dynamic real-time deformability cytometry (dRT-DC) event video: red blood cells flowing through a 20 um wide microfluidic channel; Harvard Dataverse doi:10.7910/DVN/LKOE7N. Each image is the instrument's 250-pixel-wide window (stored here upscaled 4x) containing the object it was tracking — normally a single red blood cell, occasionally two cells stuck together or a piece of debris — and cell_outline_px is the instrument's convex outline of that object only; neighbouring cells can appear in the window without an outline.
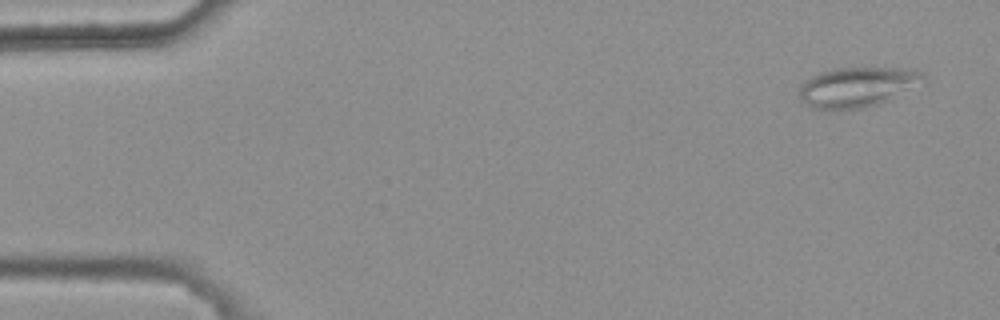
{"species": "common noctule bat (a hibernating species)", "species_latin": "Nyctalus noctula", "temperature_condition": "warm", "stored_images_in_passage": 4, "camera_frame_rate_fps": 3000, "um_per_image_px": 0.085, "animal": {"sex": "female", "body_mass_g": 25.1}, "frame": {"image": 1, "passage_image": 1, "time_ms": 0.0, "image_size_px": [1000, 320], "cell_outline_px": [[924, 76], [888, 100], [880, 104], [860, 108], [836, 112], [812, 108], [804, 104], [800, 96], [800, 84], [804, 80], [820, 72], [836, 68], [916, 68], [924, 72]], "centroid_in_image_um": [72.73, 7.42], "position_along_channel_um": 12.3, "area_um2": 28.67}}